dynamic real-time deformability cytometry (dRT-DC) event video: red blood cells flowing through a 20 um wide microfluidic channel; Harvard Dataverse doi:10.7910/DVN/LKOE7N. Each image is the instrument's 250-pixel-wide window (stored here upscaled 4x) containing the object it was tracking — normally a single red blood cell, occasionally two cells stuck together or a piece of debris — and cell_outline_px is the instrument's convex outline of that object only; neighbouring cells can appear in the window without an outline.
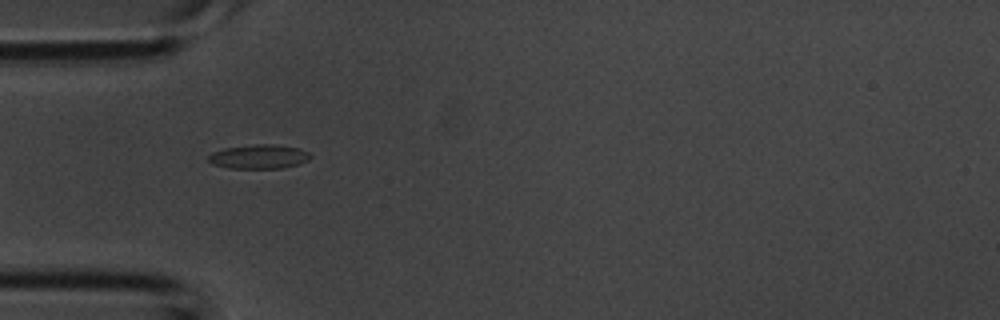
{"species": "common noctule bat (a hibernating species)", "species_latin": "Nyctalus noctula", "temperature_condition": "room temperature", "stored_images_in_passage": 3, "camera_frame_rate_fps": 3000, "um_per_image_px": 0.085, "animal": {"sex": "male", "body_mass_g": 20.1, "forearm_length_mm": 53.5}, "frame": {"image": 1, "passage_image": 2, "time_ms": 0.333, "image_size_px": [1000, 320], "cell_outline_px": [[312, 156], [308, 160], [300, 164], [280, 168], [228, 168], [212, 164], [208, 160], [208, 156], [212, 152], [224, 148], [256, 144], [276, 144], [296, 148], [308, 152]], "centroid_in_image_um": [21.99, 13.31], "position_along_channel_um": 63.0, "area_um2": 14.33}}
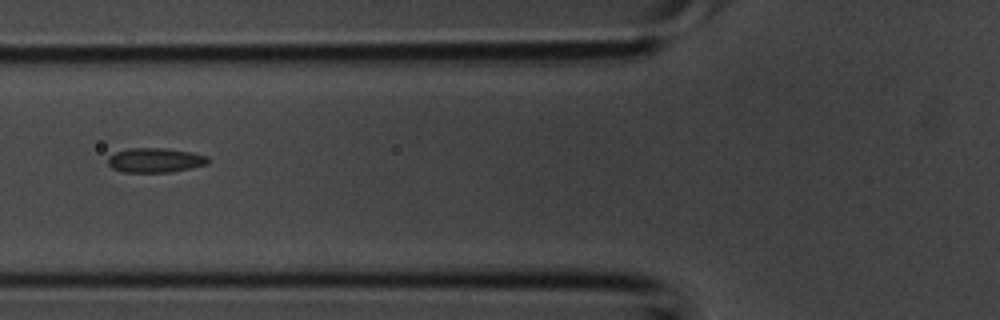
{"frame": {"image": 2, "passage_image": 3, "time_ms": 0.667, "image_size_px": [1000, 320], "cell_outline_px": [[208, 164], [192, 168], [172, 172], [124, 172], [112, 168], [108, 164], [108, 156], [116, 152], [128, 148], [164, 148], [192, 152], [208, 156]], "centroid_in_image_um": [13.2, 13.62], "position_along_channel_um": 112.6, "area_um2": 14.39}}